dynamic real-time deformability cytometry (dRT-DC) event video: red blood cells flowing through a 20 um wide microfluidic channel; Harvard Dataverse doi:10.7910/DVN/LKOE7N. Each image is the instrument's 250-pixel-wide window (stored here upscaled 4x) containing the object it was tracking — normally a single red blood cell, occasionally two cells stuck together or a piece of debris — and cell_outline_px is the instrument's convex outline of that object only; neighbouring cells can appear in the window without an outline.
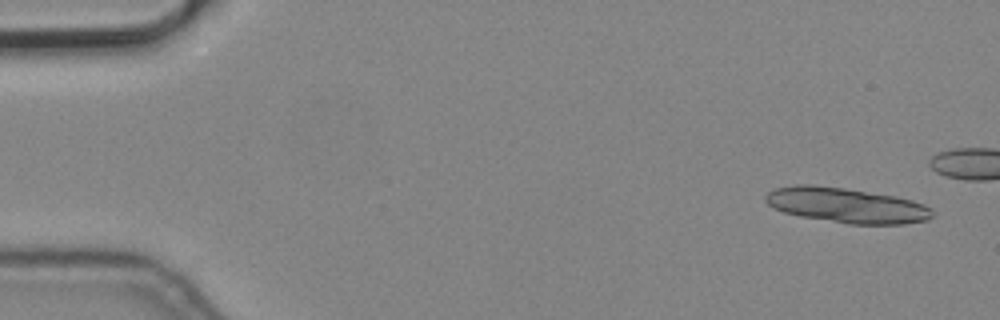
{"species": "common noctule bat (a hibernating species)", "species_latin": "Nyctalus noctula", "temperature_condition": "cold", "stored_images_in_passage": 5, "camera_frame_rate_fps": 3000, "um_per_image_px": 0.085, "animal": {"sex": "male", "body_mass_g": 19.2, "forearm_length_mm": 51.8}, "frame": {"image": 1, "passage_image": 1, "time_ms": 0.0, "image_size_px": [1000, 320], "cell_outline_px": [[932, 216], [928, 220], [904, 224], [848, 224], [800, 216], [784, 212], [768, 204], [764, 200], [764, 196], [768, 192], [776, 188], [796, 184], [812, 184], [844, 188], [896, 196], [912, 200], [924, 204], [932, 208]], "centroid_in_image_um": [71.96, 17.45], "position_along_channel_um": 13.0, "area_um2": 34.16}}
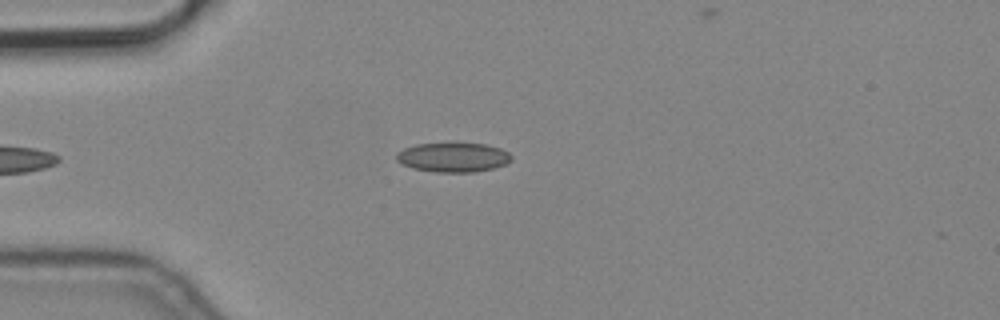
{"frame": {"image": 2, "passage_image": 5, "time_ms": 1.333, "image_size_px": [1000, 320], "cell_outline_px": [[512, 160], [504, 164], [492, 168], [476, 172], [436, 172], [412, 168], [400, 164], [396, 160], [396, 152], [404, 148], [416, 144], [484, 144], [500, 148], [508, 152], [512, 156]], "centroid_in_image_um": [38.48, 13.38], "position_along_channel_um": 46.5, "area_um2": 19.59}}